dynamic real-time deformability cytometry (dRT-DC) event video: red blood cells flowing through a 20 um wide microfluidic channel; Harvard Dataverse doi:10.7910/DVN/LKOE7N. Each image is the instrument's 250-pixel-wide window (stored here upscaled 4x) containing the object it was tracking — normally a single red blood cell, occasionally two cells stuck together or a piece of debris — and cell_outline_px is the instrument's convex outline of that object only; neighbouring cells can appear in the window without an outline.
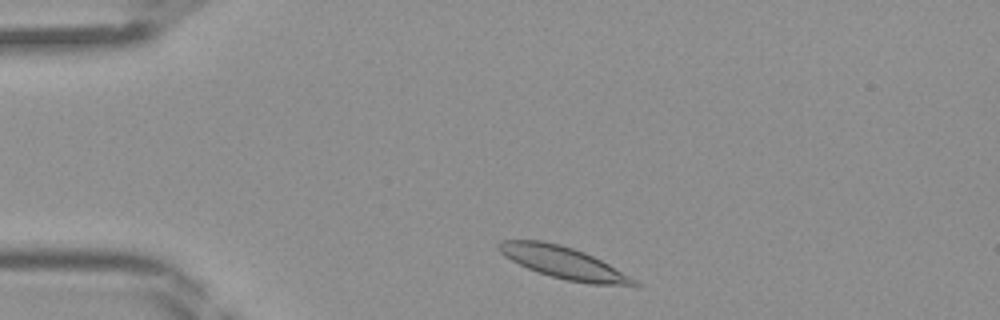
{"species": "Egyptian fruit bat (a non-hibernating species)", "species_latin": "Rousettus aegyptiacus", "temperature_condition": "room temperature", "stored_images_in_passage": 37, "camera_frame_rate_fps": 3000, "um_per_image_px": 0.085, "frame": {"image": 1, "passage_image": 2, "time_ms": 0.333, "image_size_px": [1000, 320], "cell_outline_px": [[640, 288], [636, 288], [588, 284], [564, 280], [528, 268], [504, 256], [500, 252], [496, 244], [504, 240], [540, 240], [560, 244], [584, 252], [608, 264], [636, 280], [640, 284]], "centroid_in_image_um": [47.99, 22.37], "position_along_channel_um": 37.0, "area_um2": 25.32}}
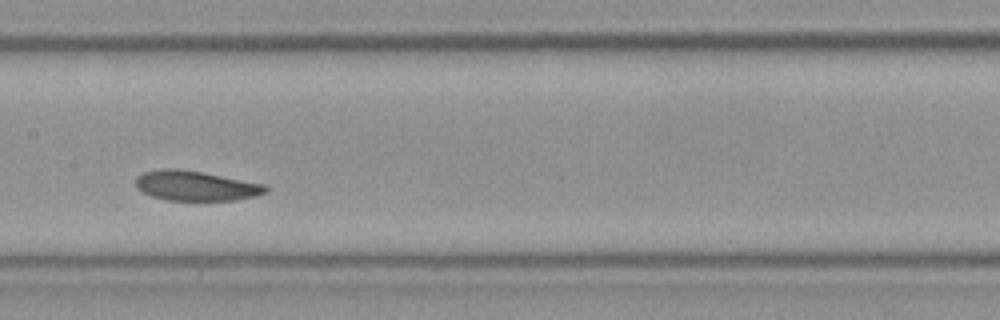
{"frame": {"image": 2, "passage_image": 15, "time_ms": 4.667, "image_size_px": [1000, 320], "cell_outline_px": [[268, 192], [256, 196], [236, 200], [164, 200], [152, 196], [136, 188], [136, 176], [144, 172], [164, 168], [176, 168], [200, 172], [264, 184], [268, 188]], "centroid_in_image_um": [16.63, 15.8], "position_along_channel_um": 190.8, "area_um2": 22.48}}
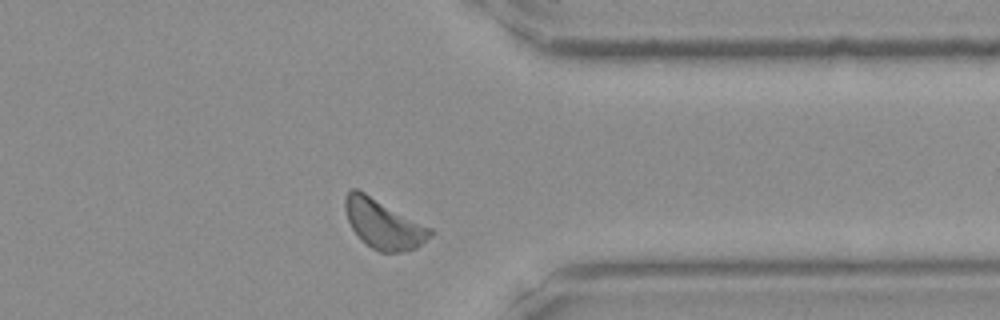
{"frame": {"image": 3, "passage_image": 28, "time_ms": 9.0, "image_size_px": [1000, 320], "cell_outline_px": [[432, 236], [416, 248], [400, 252], [380, 252], [372, 248], [360, 240], [352, 228], [348, 220], [344, 208], [344, 196], [352, 188], [356, 188], [364, 192], [432, 228]], "centroid_in_image_um": [32.58, 19.04], "position_along_channel_um": 378.8, "area_um2": 24.39}}